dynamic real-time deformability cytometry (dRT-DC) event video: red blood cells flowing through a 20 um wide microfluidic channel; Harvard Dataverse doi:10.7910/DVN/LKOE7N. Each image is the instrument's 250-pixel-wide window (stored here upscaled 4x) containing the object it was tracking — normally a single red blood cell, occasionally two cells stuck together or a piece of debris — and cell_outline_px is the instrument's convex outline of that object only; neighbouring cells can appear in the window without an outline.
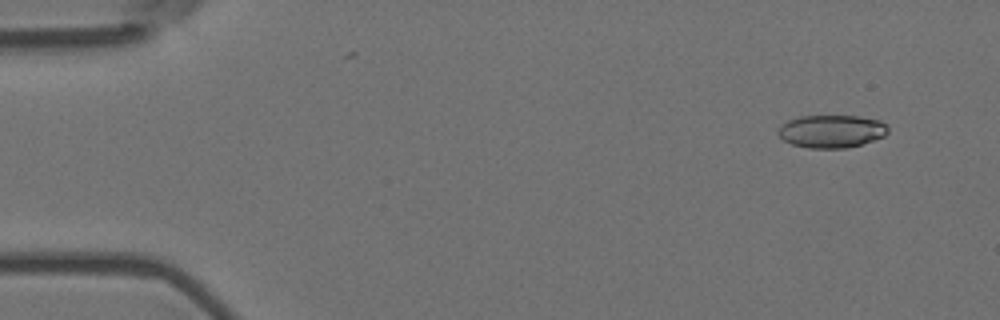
{"species": "Egyptian fruit bat (a non-hibernating species)", "species_latin": "Rousettus aegyptiacus", "temperature_condition": "room temperature", "stored_images_in_passage": 10, "camera_frame_rate_fps": 3000, "um_per_image_px": 0.085, "animal": {"sex": "female"}, "frame": {"image": 1, "passage_image": 2, "time_ms": 0.333, "image_size_px": [1000, 320], "cell_outline_px": [[888, 132], [884, 136], [860, 144], [844, 148], [808, 148], [792, 144], [784, 140], [776, 132], [788, 120], [800, 116], [860, 116], [880, 120], [888, 124]], "centroid_in_image_um": [70.7, 11.15], "position_along_channel_um": 14.3, "area_um2": 20.92}}
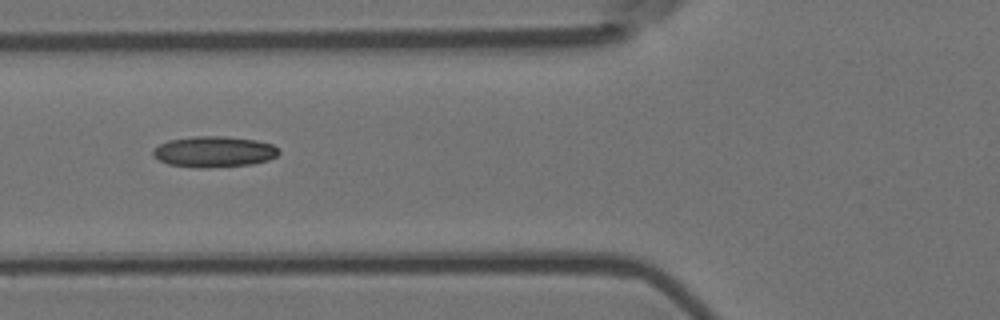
{"frame": {"image": 2, "passage_image": 7, "time_ms": 2.0, "image_size_px": [1000, 320], "cell_outline_px": [[280, 152], [276, 156], [268, 160], [252, 164], [208, 168], [196, 168], [168, 164], [152, 156], [152, 148], [168, 140], [192, 136], [228, 136], [256, 140], [272, 144]], "centroid_in_image_um": [18.16, 12.89], "position_along_channel_um": 107.6, "area_um2": 22.89}}
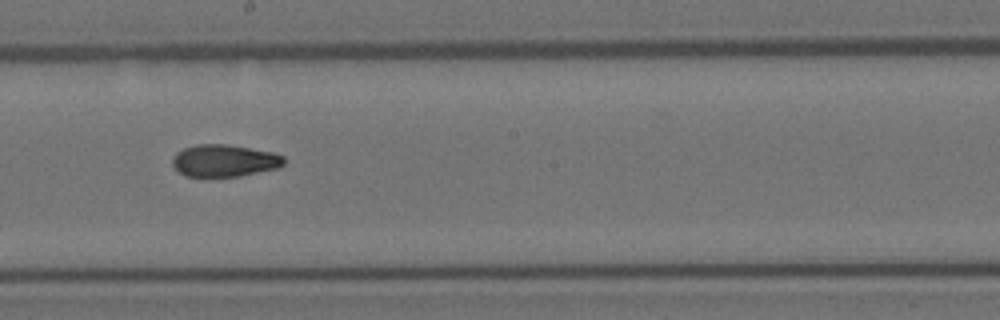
{"frame": {"image": 3, "passage_image": 10, "time_ms": 3.0, "image_size_px": [1000, 320], "cell_outline_px": [[284, 164], [276, 168], [240, 176], [184, 176], [172, 164], [172, 156], [176, 152], [184, 148], [196, 144], [224, 144], [272, 152], [284, 156]], "centroid_in_image_um": [19.04, 13.65], "position_along_channel_um": 229.2, "area_um2": 20.69}}